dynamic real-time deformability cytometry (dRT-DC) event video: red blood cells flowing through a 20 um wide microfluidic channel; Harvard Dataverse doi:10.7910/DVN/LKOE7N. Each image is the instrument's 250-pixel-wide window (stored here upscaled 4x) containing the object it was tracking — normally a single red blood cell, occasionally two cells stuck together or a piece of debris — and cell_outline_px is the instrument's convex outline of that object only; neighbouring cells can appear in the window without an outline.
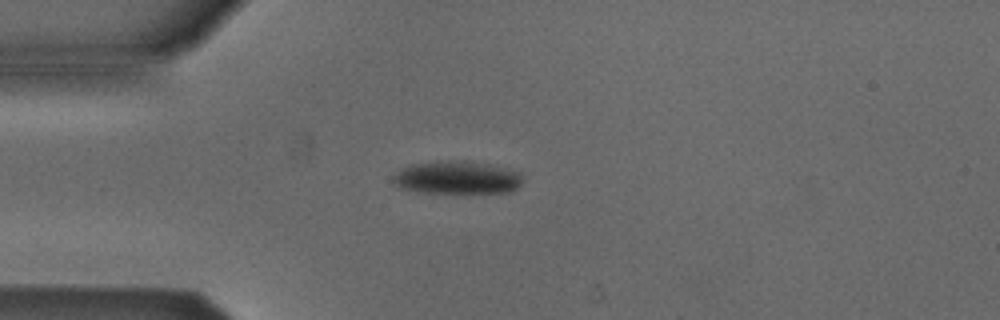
{"species": "Egyptian fruit bat (a non-hibernating species)", "species_latin": "Rousettus aegyptiacus", "temperature_condition": "cold", "stored_images_in_passage": 3, "camera_frame_rate_fps": 3000, "um_per_image_px": 0.085, "animal": {"sex": "male"}, "frame": {"image": 1, "passage_image": 3, "time_ms": 2.333, "image_size_px": [1000, 320], "cell_outline_px": [[520, 184], [512, 192], [468, 196], [416, 192], [400, 188], [392, 184], [392, 176], [404, 168], [412, 164], [448, 160], [464, 160], [488, 164], [520, 172]], "centroid_in_image_um": [38.84, 15.16], "position_along_channel_um": 46.2, "area_um2": 26.07}}